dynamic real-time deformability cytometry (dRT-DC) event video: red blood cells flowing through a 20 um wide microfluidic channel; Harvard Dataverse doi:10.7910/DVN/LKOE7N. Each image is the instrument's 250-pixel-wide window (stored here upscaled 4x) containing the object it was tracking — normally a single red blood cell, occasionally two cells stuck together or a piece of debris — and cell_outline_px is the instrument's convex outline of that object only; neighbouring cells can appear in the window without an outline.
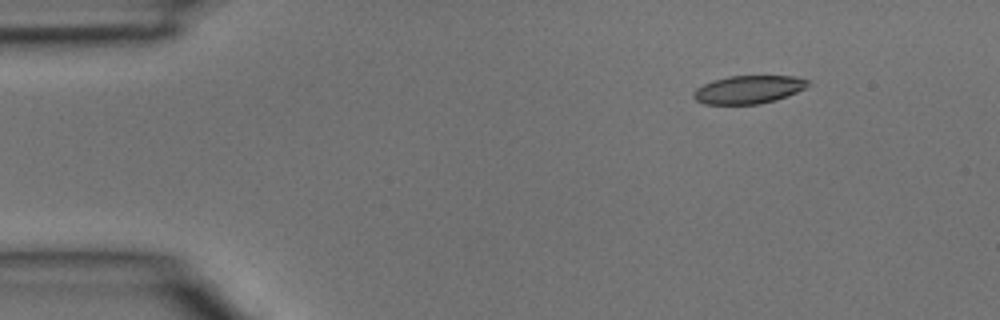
{"species": "common noctule bat (a hibernating species)", "species_latin": "Nyctalus noctula", "temperature_condition": "room temperature", "stored_images_in_passage": 4, "camera_frame_rate_fps": 3000, "um_per_image_px": 0.085, "animal": {"sex": "male", "body_mass_g": 15.6}, "frame": {"image": 1, "passage_image": 1, "time_ms": 0.0, "image_size_px": [1000, 320], "cell_outline_px": [[808, 84], [804, 88], [796, 92], [776, 100], [760, 104], [704, 104], [696, 100], [692, 96], [692, 92], [696, 88], [712, 80], [728, 76], [792, 76], [808, 80]], "centroid_in_image_um": [63.57, 7.61], "position_along_channel_um": 21.4, "area_um2": 18.67}}
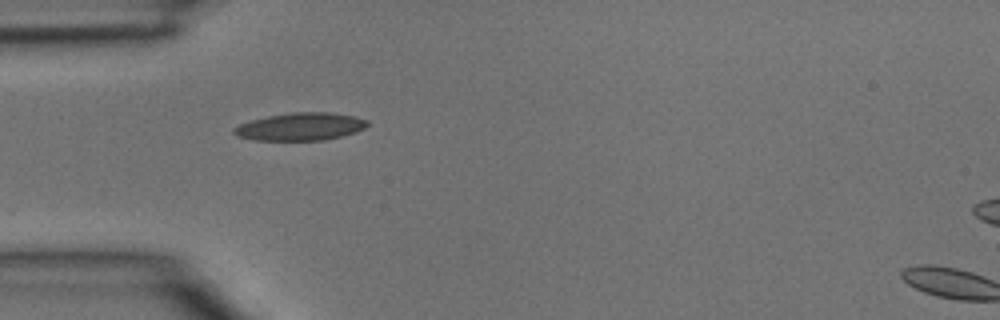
{"frame": {"image": 2, "passage_image": 3, "time_ms": 0.667, "image_size_px": [1000, 320], "cell_outline_px": [[368, 124], [364, 128], [356, 132], [324, 140], [252, 140], [236, 136], [232, 132], [232, 128], [240, 124], [252, 120], [268, 116], [292, 112], [328, 112], [356, 116], [368, 120]], "centroid_in_image_um": [25.52, 10.76], "position_along_channel_um": 59.5, "area_um2": 21.56}}